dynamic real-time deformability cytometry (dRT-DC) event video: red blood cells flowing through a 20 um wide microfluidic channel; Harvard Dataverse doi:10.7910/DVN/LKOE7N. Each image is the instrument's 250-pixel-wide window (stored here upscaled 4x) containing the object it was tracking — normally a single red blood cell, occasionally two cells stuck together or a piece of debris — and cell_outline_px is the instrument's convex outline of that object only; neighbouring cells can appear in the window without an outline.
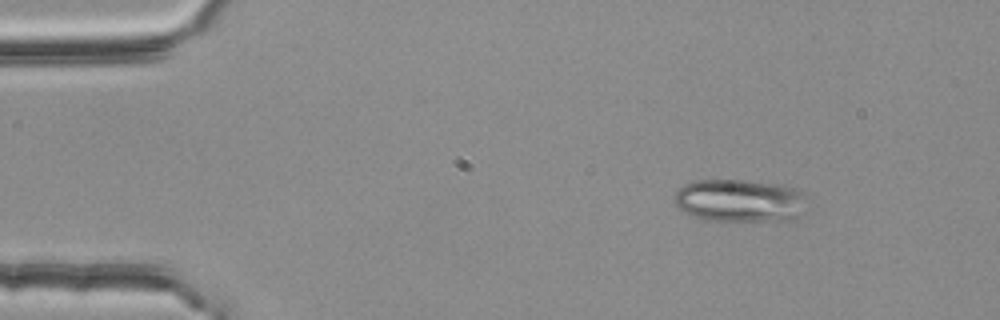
{"species": "common noctule bat (a hibernating species)", "species_latin": "Nyctalus noctula", "temperature_condition": "room temperature", "stored_images_in_passage": 3, "camera_frame_rate_fps": 3000, "um_per_image_px": 0.085, "animal": {"sex": "female", "body_mass_g": 25.1}, "frame": {"image": 1, "passage_image": 1, "time_ms": 0.0, "image_size_px": [1000, 320], "cell_outline_px": [[804, 212], [792, 220], [704, 220], [692, 216], [684, 212], [676, 204], [672, 196], [684, 184], [696, 180], [740, 180], [784, 184], [796, 188], [804, 192]], "centroid_in_image_um": [62.88, 17.04], "position_along_channel_um": 22.1, "area_um2": 33.23}}